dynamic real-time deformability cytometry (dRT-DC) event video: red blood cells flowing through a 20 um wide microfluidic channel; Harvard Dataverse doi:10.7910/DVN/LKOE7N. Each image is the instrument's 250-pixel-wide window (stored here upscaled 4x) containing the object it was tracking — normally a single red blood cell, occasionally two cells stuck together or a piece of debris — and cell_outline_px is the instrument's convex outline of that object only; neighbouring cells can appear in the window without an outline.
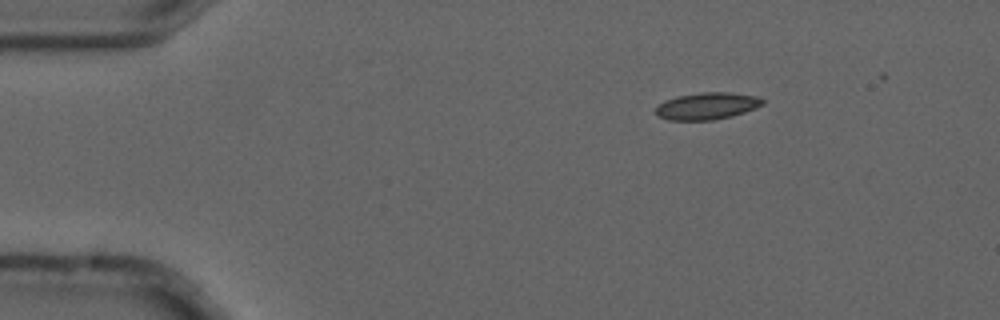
{"species": "common noctule bat (a hibernating species)", "species_latin": "Nyctalus noctula", "temperature_condition": "cold", "stored_images_in_passage": 5, "camera_frame_rate_fps": 3000, "um_per_image_px": 0.085, "animal": {"sex": "male", "forearm_length_mm": 52.5}, "frame": {"image": 1, "passage_image": 2, "time_ms": 0.333, "image_size_px": [1000, 320], "cell_outline_px": [[764, 104], [756, 108], [732, 116], [712, 120], [668, 120], [656, 116], [656, 108], [664, 100], [676, 96], [700, 92], [728, 92], [756, 96], [764, 100]], "centroid_in_image_um": [60.08, 9.01], "position_along_channel_um": 24.9, "area_um2": 16.88}}
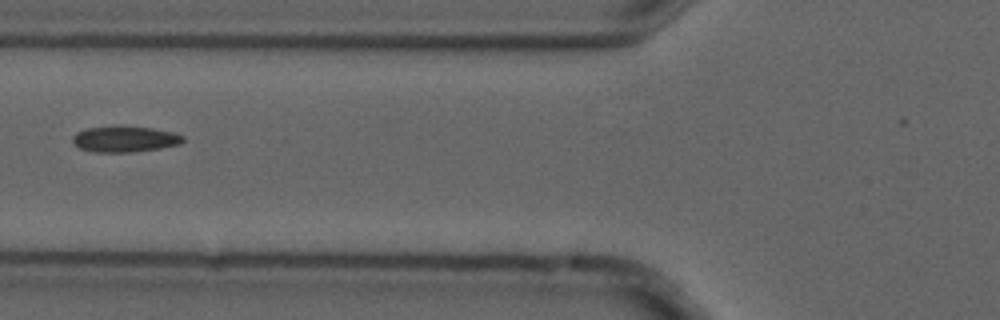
{"frame": {"image": 2, "passage_image": 5, "time_ms": 1.333, "image_size_px": [1000, 320], "cell_outline_px": [[184, 140], [180, 144], [160, 148], [132, 152], [96, 152], [80, 148], [72, 144], [72, 136], [76, 132], [88, 128], [152, 128], [172, 132], [184, 136]], "centroid_in_image_um": [10.6, 11.86], "position_along_channel_um": 115.2, "area_um2": 16.13}}